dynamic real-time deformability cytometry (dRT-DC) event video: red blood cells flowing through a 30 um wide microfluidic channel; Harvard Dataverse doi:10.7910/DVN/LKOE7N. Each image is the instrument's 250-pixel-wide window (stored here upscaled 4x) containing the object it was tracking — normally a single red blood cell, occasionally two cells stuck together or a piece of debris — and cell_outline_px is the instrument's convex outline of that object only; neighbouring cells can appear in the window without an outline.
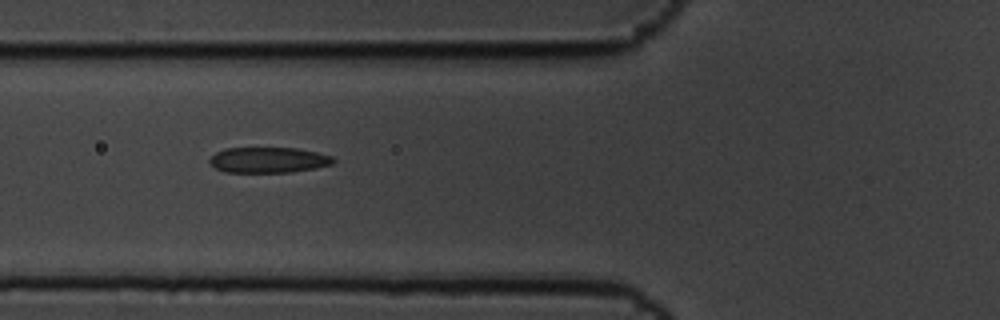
{"species": "common noctule bat (a hibernating species)", "species_latin": "Nyctalus noctula", "temperature_condition": "cold", "stored_images_in_passage": 3, "camera_frame_rate_fps": 3000, "um_per_image_px": 0.085, "animal": {"sex": "male", "body_mass_g": 19.5, "forearm_length_mm": 54.6}, "frame": {"image": 1, "passage_image": 2, "time_ms": 0.333, "image_size_px": [1000, 320], "cell_outline_px": [[336, 160], [332, 164], [316, 168], [292, 172], [224, 172], [208, 164], [208, 160], [216, 152], [224, 148], [296, 148], [316, 152], [332, 156]], "centroid_in_image_um": [22.79, 13.6], "position_along_channel_um": 103.0, "area_um2": 18.55}}
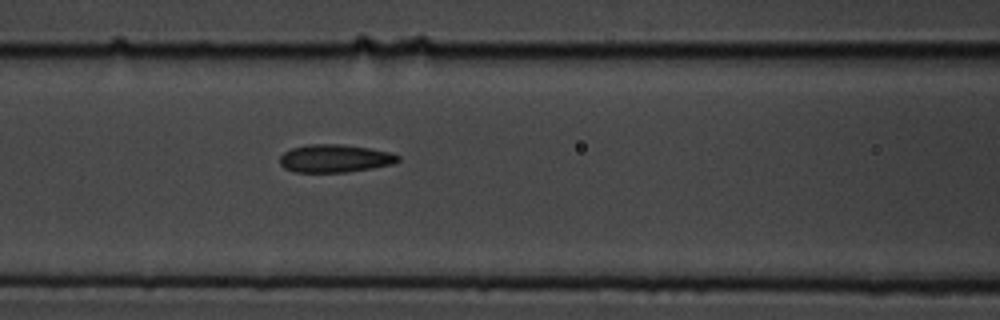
{"frame": {"image": 2, "passage_image": 3, "time_ms": 0.667, "image_size_px": [1000, 320], "cell_outline_px": [[400, 160], [392, 164], [372, 168], [348, 172], [296, 172], [284, 168], [280, 164], [280, 156], [284, 152], [292, 148], [308, 144], [344, 144], [368, 148], [388, 152], [400, 156]], "centroid_in_image_um": [28.45, 13.46], "position_along_channel_um": 138.2, "area_um2": 19.19}}